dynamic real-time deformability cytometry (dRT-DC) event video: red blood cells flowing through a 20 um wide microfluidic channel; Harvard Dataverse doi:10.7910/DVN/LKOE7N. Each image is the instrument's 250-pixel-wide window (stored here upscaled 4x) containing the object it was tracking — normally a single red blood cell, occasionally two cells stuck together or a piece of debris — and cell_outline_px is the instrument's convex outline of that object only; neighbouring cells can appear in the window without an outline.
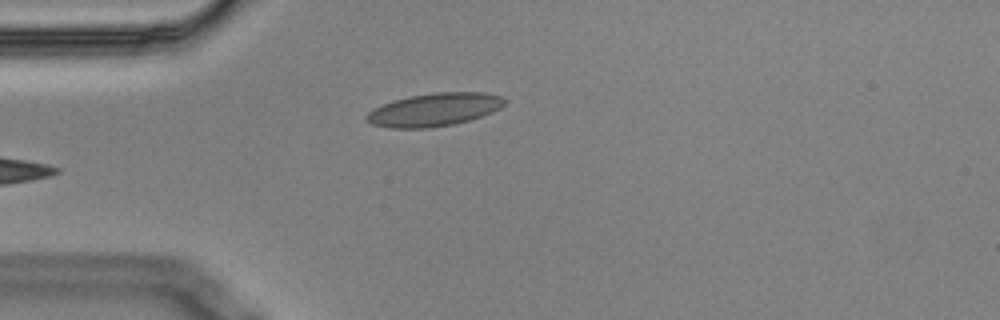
{"species": "Egyptian fruit bat (a non-hibernating species)", "species_latin": "Rousettus aegyptiacus", "temperature_condition": "cold", "stored_images_in_passage": 3, "camera_frame_rate_fps": 3000, "um_per_image_px": 0.085, "animal": {"sex": "male"}, "frame": {"image": 1, "passage_image": 3, "time_ms": 0.667, "image_size_px": [1000, 320], "cell_outline_px": [[508, 100], [500, 108], [492, 112], [468, 120], [452, 124], [428, 128], [388, 128], [372, 124], [364, 116], [372, 108], [408, 96], [436, 92], [484, 92], [500, 96]], "centroid_in_image_um": [36.91, 9.31], "position_along_channel_um": 48.1, "area_um2": 26.47}}